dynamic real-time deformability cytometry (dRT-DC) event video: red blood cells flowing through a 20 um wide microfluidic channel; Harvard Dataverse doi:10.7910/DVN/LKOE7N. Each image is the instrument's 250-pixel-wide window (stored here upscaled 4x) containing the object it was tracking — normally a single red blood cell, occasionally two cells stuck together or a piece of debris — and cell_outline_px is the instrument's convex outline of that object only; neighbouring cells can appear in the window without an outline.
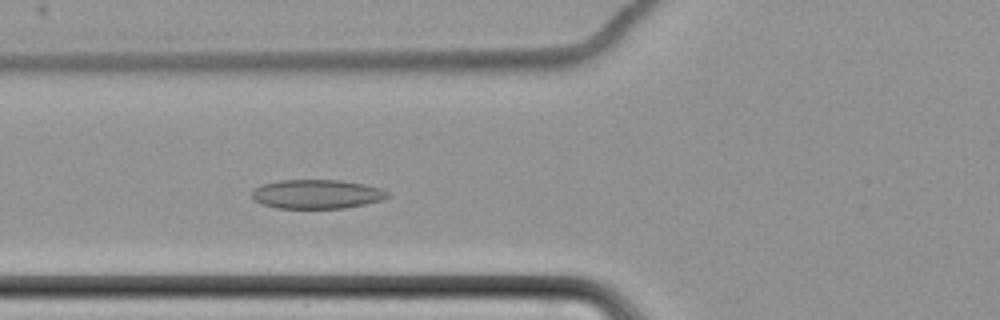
{"species": "common noctule bat (a hibernating species)", "species_latin": "Nyctalus noctula", "temperature_condition": "cold", "stored_images_in_passage": 6, "camera_frame_rate_fps": 3000, "um_per_image_px": 0.085, "animal": {"sex": "female", "body_mass_g": 22.7, "forearm_length_mm": 54.2}, "frame": {"image": 1, "passage_image": 6, "time_ms": 6.0, "image_size_px": [1000, 320], "cell_outline_px": [[392, 196], [384, 200], [344, 208], [276, 208], [260, 204], [252, 200], [252, 192], [256, 188], [264, 184], [280, 180], [340, 180], [364, 184], [380, 188], [388, 192]], "centroid_in_image_um": [26.95, 16.51], "position_along_channel_um": 98.9, "area_um2": 23.12}}